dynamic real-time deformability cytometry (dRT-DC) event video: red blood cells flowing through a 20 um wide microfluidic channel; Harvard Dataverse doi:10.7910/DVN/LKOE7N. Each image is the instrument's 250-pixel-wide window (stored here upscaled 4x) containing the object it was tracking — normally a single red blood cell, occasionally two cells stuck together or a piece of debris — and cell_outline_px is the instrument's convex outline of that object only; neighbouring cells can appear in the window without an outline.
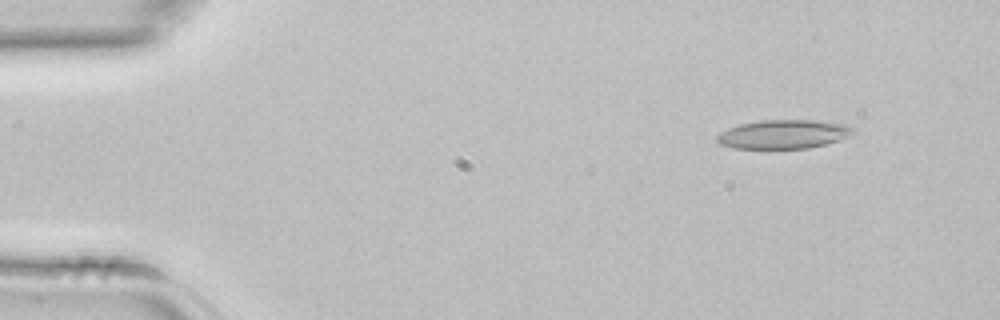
{"species": "common noctule bat (a hibernating species)", "species_latin": "Nyctalus noctula", "temperature_condition": "room temperature", "stored_images_in_passage": 4, "camera_frame_rate_fps": 3000, "um_per_image_px": 0.085, "animal": {"sex": "female", "body_mass_g": 22.7, "forearm_length_mm": 54.2}, "frame": {"image": 1, "passage_image": 2, "time_ms": 0.333, "image_size_px": [1000, 320], "cell_outline_px": [[856, 132], [836, 140], [824, 144], [808, 148], [736, 148], [720, 144], [716, 140], [716, 136], [720, 132], [728, 128], [740, 124], [760, 120], [820, 120], [844, 124], [856, 128]], "centroid_in_image_um": [66.59, 11.39], "position_along_channel_um": 18.4, "area_um2": 22.77}}